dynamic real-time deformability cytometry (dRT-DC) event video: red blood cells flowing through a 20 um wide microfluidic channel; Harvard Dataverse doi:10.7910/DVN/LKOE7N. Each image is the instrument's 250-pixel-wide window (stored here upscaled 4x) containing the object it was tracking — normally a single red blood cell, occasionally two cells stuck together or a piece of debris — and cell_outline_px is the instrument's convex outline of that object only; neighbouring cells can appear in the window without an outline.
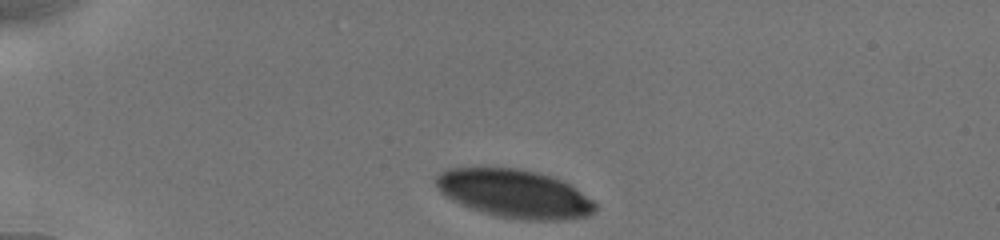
{"species": "human", "species_latin": "Homo sapiens", "temperature_condition": "cold", "stored_images_in_passage": 7, "camera_frame_rate_fps": 3000, "um_per_image_px": 0.085, "donor": {"sex": "male"}, "frame": {"image": 1, "passage_image": 1, "time_ms": 0.0, "image_size_px": [1000, 240], "cell_outline_px": [[596, 208], [588, 216], [564, 220], [520, 220], [500, 216], [484, 212], [460, 204], [444, 196], [440, 192], [436, 184], [436, 176], [440, 172], [448, 168], [516, 168], [536, 172], [552, 176], [576, 188], [592, 200], [596, 204]], "centroid_in_image_um": [43.72, 16.46], "position_along_channel_um": 41.3, "area_um2": 44.56}}
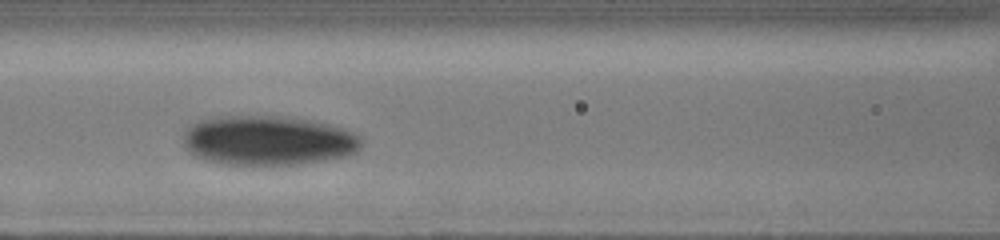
{"frame": {"image": 2, "passage_image": 5, "time_ms": 4.0, "image_size_px": [1000, 240], "cell_outline_px": [[364, 140], [360, 148], [356, 152], [348, 156], [324, 160], [296, 164], [220, 164], [204, 160], [196, 156], [184, 148], [184, 136], [188, 128], [196, 120], [212, 116], [284, 116], [316, 120], [332, 124], [344, 128], [360, 136]], "centroid_in_image_um": [22.81, 11.92], "position_along_channel_um": 143.8, "area_um2": 52.14}}
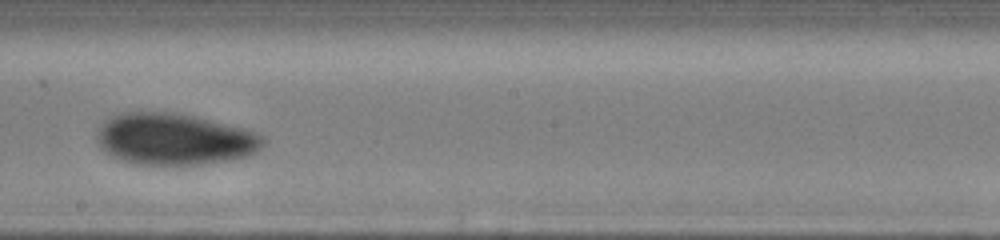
{"frame": {"image": 3, "passage_image": 7, "time_ms": 6.333, "image_size_px": [1000, 240], "cell_outline_px": [[264, 144], [256, 152], [248, 156], [236, 160], [208, 164], [132, 164], [112, 156], [104, 152], [100, 148], [96, 140], [96, 128], [104, 120], [120, 112], [176, 112], [244, 128], [256, 132], [264, 136]], "centroid_in_image_um": [14.8, 11.83], "position_along_channel_um": 233.4, "area_um2": 50.63}}